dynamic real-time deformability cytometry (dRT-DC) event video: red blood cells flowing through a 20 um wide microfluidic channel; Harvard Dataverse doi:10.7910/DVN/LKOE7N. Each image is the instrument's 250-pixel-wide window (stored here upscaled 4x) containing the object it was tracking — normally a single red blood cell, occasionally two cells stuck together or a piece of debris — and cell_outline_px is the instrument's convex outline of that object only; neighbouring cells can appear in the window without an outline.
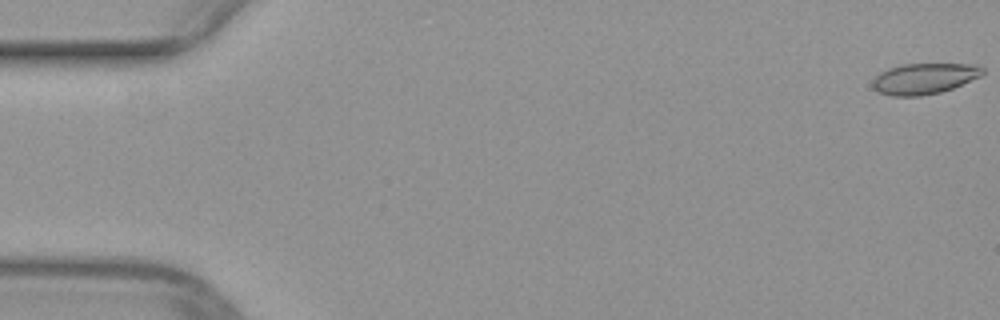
{"species": "common noctule bat (a hibernating species)", "species_latin": "Nyctalus noctula", "temperature_condition": "warm", "stored_images_in_passage": 9, "camera_frame_rate_fps": 3000, "um_per_image_px": 0.085, "animal": {"sex": "female", "body_mass_g": 29.2, "forearm_length_mm": 56.3}, "frame": {"image": 1, "passage_image": 1, "time_ms": 0.0, "image_size_px": [1000, 320], "cell_outline_px": [[984, 72], [980, 76], [952, 88], [940, 92], [920, 96], [892, 96], [880, 92], [872, 88], [872, 80], [880, 72], [888, 68], [900, 64], [976, 64], [984, 68]], "centroid_in_image_um": [78.53, 6.67], "position_along_channel_um": 6.5, "area_um2": 19.77}}